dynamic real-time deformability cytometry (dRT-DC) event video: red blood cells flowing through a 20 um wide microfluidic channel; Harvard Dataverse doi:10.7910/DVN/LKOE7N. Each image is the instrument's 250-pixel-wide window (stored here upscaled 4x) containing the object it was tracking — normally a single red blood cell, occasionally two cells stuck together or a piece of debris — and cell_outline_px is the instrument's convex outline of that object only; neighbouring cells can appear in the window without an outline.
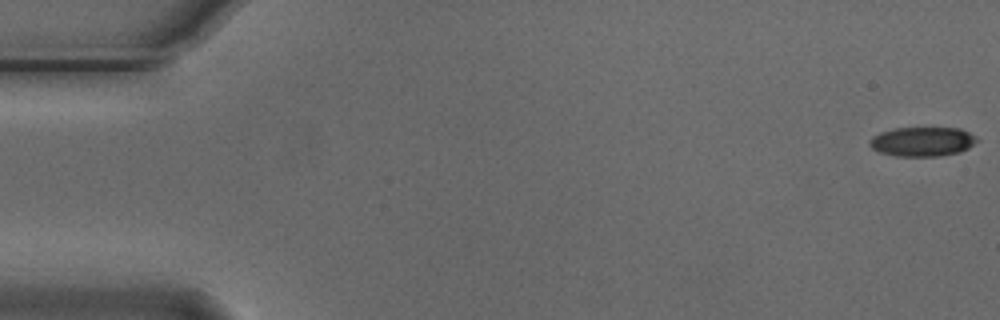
{"species": "Egyptian fruit bat (a non-hibernating species)", "species_latin": "Rousettus aegyptiacus", "temperature_condition": "cold", "stored_images_in_passage": 10, "camera_frame_rate_fps": 3000, "um_per_image_px": 0.085, "animal": {"sex": "male"}, "frame": {"image": 1, "passage_image": 1, "time_ms": 0.0, "image_size_px": [1000, 320], "cell_outline_px": [[980, 140], [968, 148], [960, 152], [940, 156], [896, 156], [880, 152], [872, 148], [868, 144], [868, 140], [872, 136], [880, 132], [896, 128], [960, 128], [976, 136]], "centroid_in_image_um": [78.4, 12.03], "position_along_channel_um": 6.6, "area_um2": 18.5}}
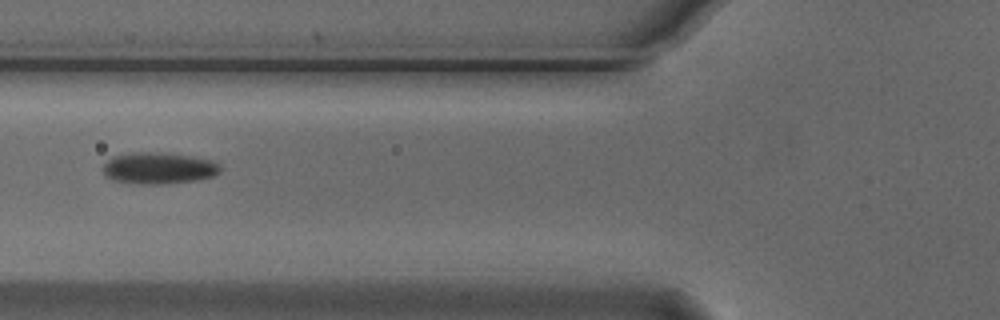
{"frame": {"image": 2, "passage_image": 6, "time_ms": 1.667, "image_size_px": [1000, 320], "cell_outline_px": [[220, 172], [212, 176], [196, 180], [168, 184], [140, 184], [112, 180], [104, 176], [100, 168], [112, 156], [132, 152], [152, 152], [192, 156], [212, 160], [220, 168]], "centroid_in_image_um": [13.41, 14.3], "position_along_channel_um": 112.4, "area_um2": 21.68}}
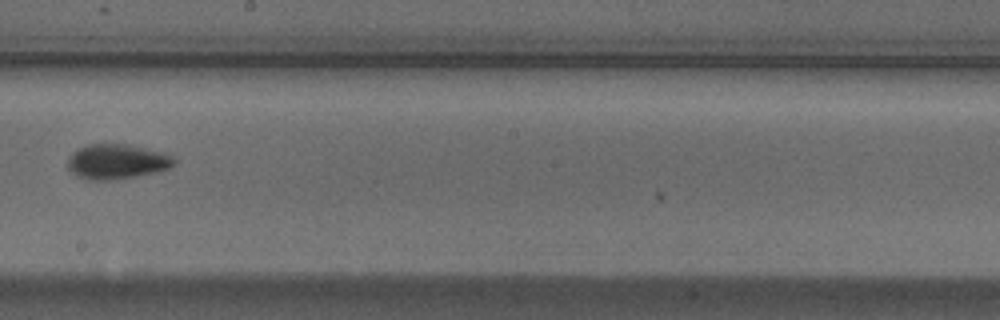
{"frame": {"image": 3, "passage_image": 9, "time_ms": 2.667, "image_size_px": [1000, 320], "cell_outline_px": [[176, 164], [168, 168], [156, 172], [136, 176], [112, 180], [88, 180], [76, 176], [68, 168], [68, 160], [72, 152], [88, 144], [128, 144], [168, 152], [176, 160]], "centroid_in_image_um": [9.97, 13.73], "position_along_channel_um": 238.2, "area_um2": 21.91}}